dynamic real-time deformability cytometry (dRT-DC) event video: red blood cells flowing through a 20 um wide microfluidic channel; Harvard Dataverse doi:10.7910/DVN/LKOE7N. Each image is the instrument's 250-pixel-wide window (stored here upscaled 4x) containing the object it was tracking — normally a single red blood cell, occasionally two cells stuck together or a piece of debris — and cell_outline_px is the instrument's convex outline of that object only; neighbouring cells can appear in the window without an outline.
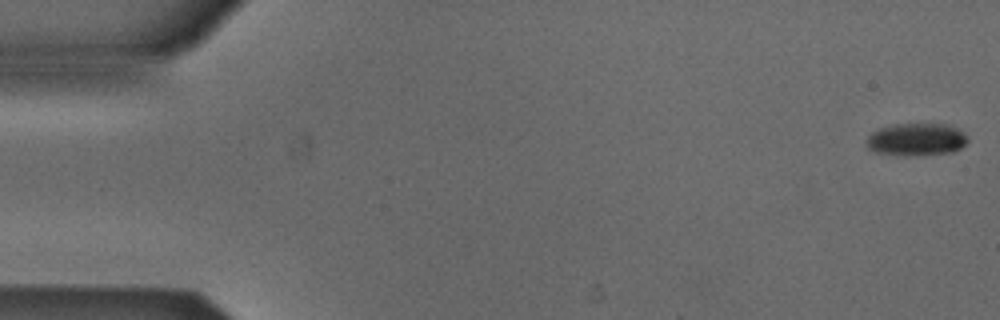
{"species": "Egyptian fruit bat (a non-hibernating species)", "species_latin": "Rousettus aegyptiacus", "temperature_condition": "cold", "stored_images_in_passage": 54, "segment_of_instrument_passage": [1, 2], "camera_frame_rate_fps": 3000, "um_per_image_px": 0.085, "animal": {"sex": "male"}, "frame": {"image": 1, "passage_image": 1, "time_ms": 0.0, "image_size_px": [1000, 320], "cell_outline_px": [[968, 140], [960, 148], [952, 152], [904, 156], [876, 152], [868, 148], [868, 136], [872, 132], [880, 128], [896, 124], [948, 124], [956, 128], [968, 136]], "centroid_in_image_um": [77.91, 11.85], "position_along_channel_um": 7.1, "area_um2": 18.96}}
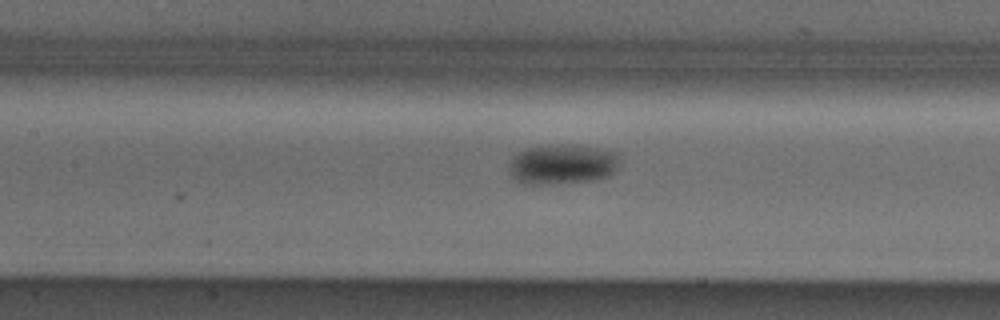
{"frame": {"image": 2, "passage_image": 24, "time_ms": 7.667, "image_size_px": [1000, 320], "cell_outline_px": [[616, 168], [608, 176], [596, 180], [556, 184], [524, 184], [512, 180], [508, 172], [508, 168], [512, 156], [524, 148], [544, 144], [576, 144], [616, 152]], "centroid_in_image_um": [47.68, 13.96], "position_along_channel_um": 159.7, "area_um2": 26.36}}
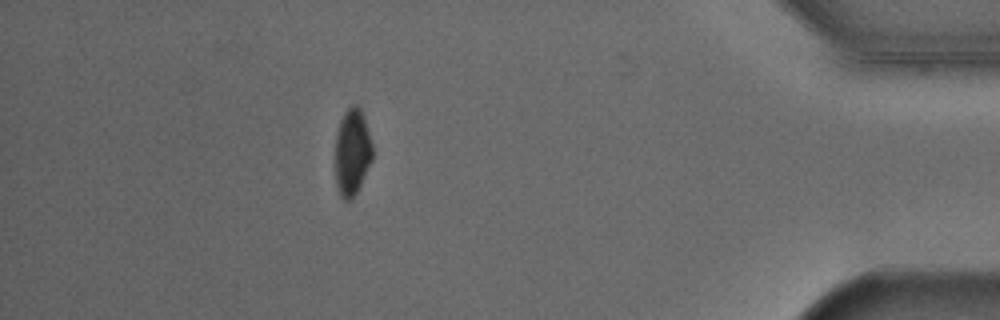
{"frame": {"image": 3, "passage_image": 47, "time_ms": 15.333, "image_size_px": [1000, 320], "cell_outline_px": [[372, 160], [352, 200], [344, 200], [340, 196], [336, 184], [336, 136], [340, 120], [344, 112], [352, 104], [356, 104], [360, 108], [364, 116], [372, 144]], "centroid_in_image_um": [29.93, 12.91], "position_along_channel_um": 405.3, "area_um2": 18.67}}